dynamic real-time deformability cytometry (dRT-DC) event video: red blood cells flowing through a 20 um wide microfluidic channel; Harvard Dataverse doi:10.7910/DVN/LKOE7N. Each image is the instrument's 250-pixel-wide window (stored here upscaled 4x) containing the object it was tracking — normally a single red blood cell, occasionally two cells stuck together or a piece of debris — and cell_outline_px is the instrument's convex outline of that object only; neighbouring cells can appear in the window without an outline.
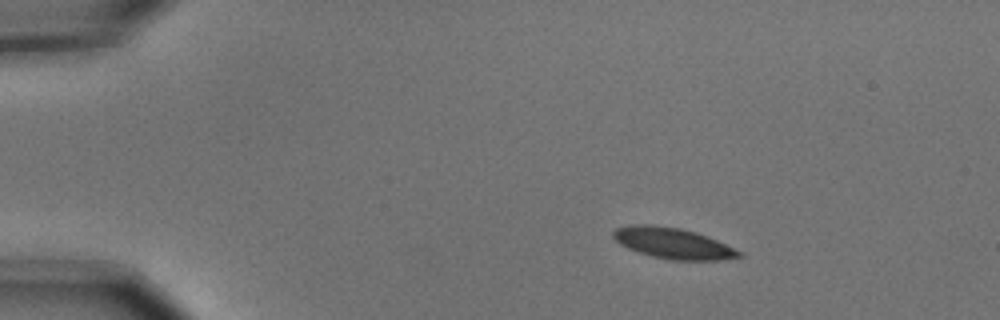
{"species": "common noctule bat (a hibernating species)", "species_latin": "Nyctalus noctula", "temperature_condition": "cold", "stored_images_in_passage": 4, "camera_frame_rate_fps": 3000, "um_per_image_px": 0.085, "animal": {"sex": "male", "body_mass_g": 15.6}, "frame": {"image": 1, "passage_image": 1, "time_ms": 0.0, "image_size_px": [1000, 320], "cell_outline_px": [[744, 256], [720, 260], [672, 260], [652, 256], [628, 248], [620, 244], [612, 236], [612, 232], [616, 228], [632, 224], [648, 224], [680, 228], [696, 232], [708, 236], [744, 252]], "centroid_in_image_um": [57.23, 20.67], "position_along_channel_um": 27.8, "area_um2": 22.72}}
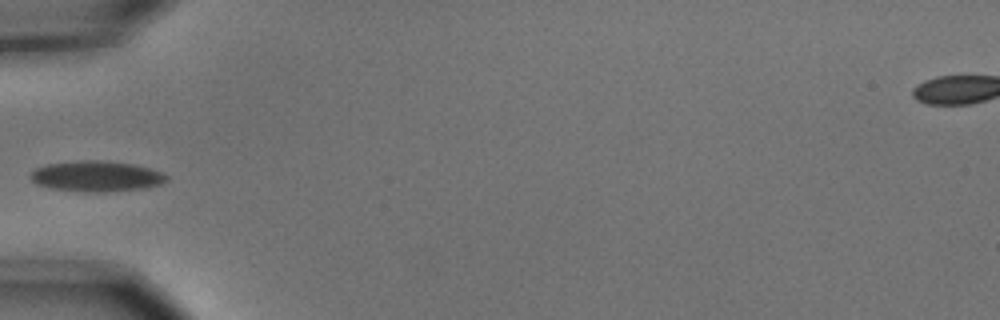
{"frame": {"image": 2, "passage_image": 4, "time_ms": 1.0, "image_size_px": [1000, 320], "cell_outline_px": [[168, 180], [160, 184], [148, 188], [100, 192], [84, 192], [52, 188], [36, 184], [28, 176], [36, 168], [48, 164], [88, 160], [104, 160], [132, 164], [148, 168], [160, 172], [168, 176]], "centroid_in_image_um": [8.2, 14.99], "position_along_channel_um": 76.8, "area_um2": 24.16}}